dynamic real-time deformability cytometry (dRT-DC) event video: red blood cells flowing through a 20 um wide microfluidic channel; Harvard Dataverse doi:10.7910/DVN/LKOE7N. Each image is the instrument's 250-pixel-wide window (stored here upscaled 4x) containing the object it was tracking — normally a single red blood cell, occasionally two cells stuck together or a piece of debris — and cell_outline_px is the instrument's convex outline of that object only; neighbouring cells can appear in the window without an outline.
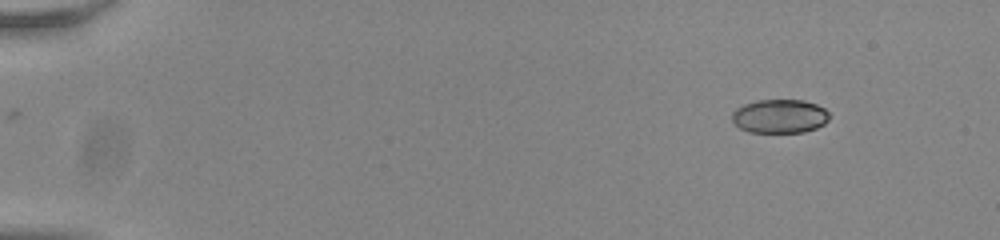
{"species": "common noctule bat (a hibernating species)", "species_latin": "Nyctalus noctula", "temperature_condition": "room temperature", "stored_images_in_passage": 50, "camera_frame_rate_fps": 3000, "um_per_image_px": 0.085, "animal": {"sex": "male", "body_mass_g": 20.0, "forearm_length_mm": 53.3}, "frame": {"image": 1, "passage_image": 1, "time_ms": 0.0, "image_size_px": [1000, 240], "cell_outline_px": [[828, 120], [824, 124], [816, 128], [804, 132], [748, 132], [740, 128], [732, 120], [732, 112], [736, 108], [744, 104], [756, 100], [804, 100], [816, 104], [824, 108], [828, 112]], "centroid_in_image_um": [66.26, 9.87], "position_along_channel_um": 18.7, "area_um2": 19.19}}
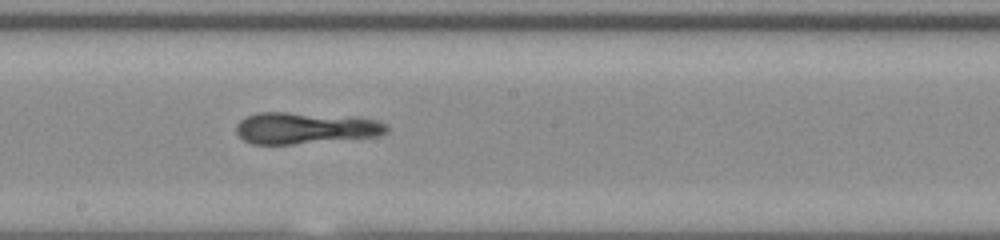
{"frame": {"image": 2, "passage_image": 27, "time_ms": 8.667, "image_size_px": [1000, 240], "cell_outline_px": [[388, 132], [380, 136], [292, 144], [252, 144], [244, 140], [236, 132], [236, 124], [240, 120], [256, 112], [288, 112], [360, 116], [380, 120], [388, 124]], "centroid_in_image_um": [26.02, 10.86], "position_along_channel_um": 222.2, "area_um2": 28.21}}
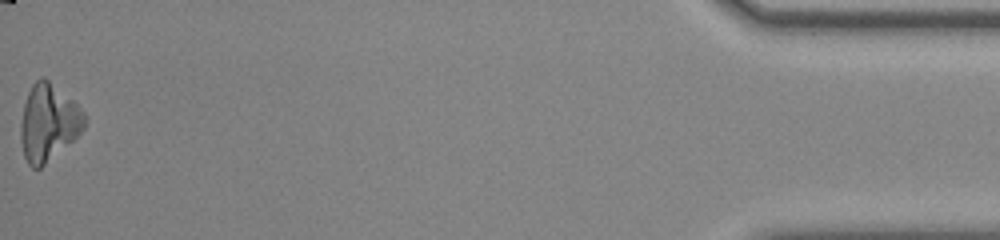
{"frame": {"image": 3, "passage_image": 50, "time_ms": 16.333, "image_size_px": [1000, 240], "cell_outline_px": [[88, 116], [84, 128], [72, 140], [40, 168], [32, 168], [28, 164], [24, 156], [20, 140], [20, 128], [24, 104], [28, 92], [32, 84], [40, 76], [44, 76], [72, 100]], "centroid_in_image_um": [4.1, 10.4], "position_along_channel_um": 431.1, "area_um2": 28.32}}